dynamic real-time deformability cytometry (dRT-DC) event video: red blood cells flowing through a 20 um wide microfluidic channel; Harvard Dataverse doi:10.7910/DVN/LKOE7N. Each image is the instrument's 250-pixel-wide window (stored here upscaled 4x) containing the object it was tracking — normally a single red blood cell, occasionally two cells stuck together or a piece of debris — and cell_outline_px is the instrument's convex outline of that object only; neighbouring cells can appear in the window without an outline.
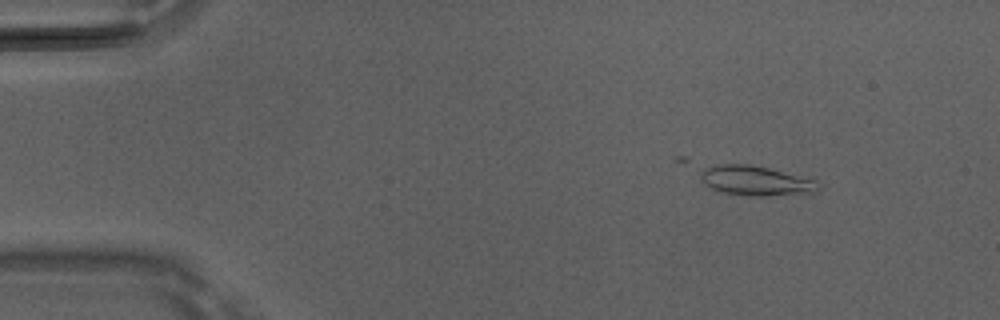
{"species": "Egyptian fruit bat (a non-hibernating species)", "species_latin": "Rousettus aegyptiacus", "temperature_condition": "room temperature", "stored_images_in_passage": 22, "camera_frame_rate_fps": 3000, "um_per_image_px": 0.085, "animal": {"sex": "male"}, "frame": {"image": 1, "passage_image": 6, "time_ms": 1.667, "image_size_px": [1000, 320], "cell_outline_px": [[820, 188], [816, 192], [760, 196], [752, 196], [720, 192], [704, 184], [700, 180], [700, 172], [704, 168], [720, 164], [748, 164], [768, 168], [816, 180], [820, 184]], "centroid_in_image_um": [64.21, 15.36], "position_along_channel_um": 20.8, "area_um2": 20.29}}